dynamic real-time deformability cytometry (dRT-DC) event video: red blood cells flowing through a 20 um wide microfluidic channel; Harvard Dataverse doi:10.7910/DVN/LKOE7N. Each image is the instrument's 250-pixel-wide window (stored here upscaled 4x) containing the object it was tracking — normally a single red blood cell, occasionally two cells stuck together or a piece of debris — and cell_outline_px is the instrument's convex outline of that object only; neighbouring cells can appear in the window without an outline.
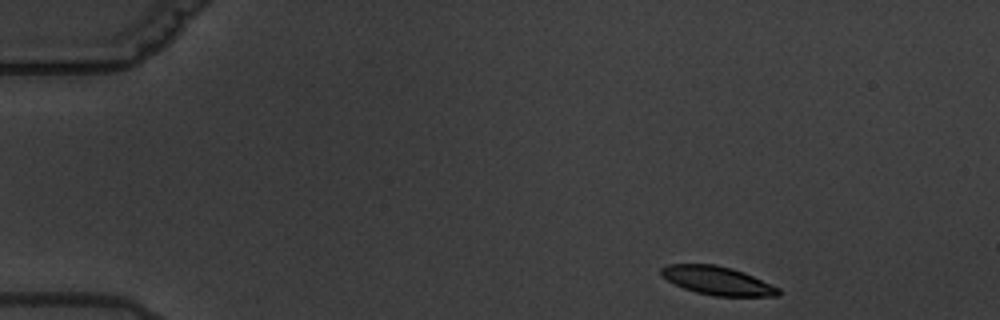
{"species": "common noctule bat (a hibernating species)", "species_latin": "Nyctalus noctula", "temperature_condition": "warm", "stored_images_in_passage": 4, "segment_of_instrument_passage": [1, 2], "camera_frame_rate_fps": 3000, "um_per_image_px": 0.085, "animal": {"sex": "male", "body_mass_g": 19.5, "forearm_length_mm": 54.6}, "frame": {"image": 1, "passage_image": 1, "time_ms": 0.0, "image_size_px": [1000, 320], "cell_outline_px": [[780, 296], [716, 296], [696, 292], [684, 288], [668, 280], [660, 272], [660, 268], [668, 264], [716, 264], [732, 268], [744, 272], [780, 288]], "centroid_in_image_um": [61.01, 23.85], "position_along_channel_um": 24.0, "area_um2": 19.36}}
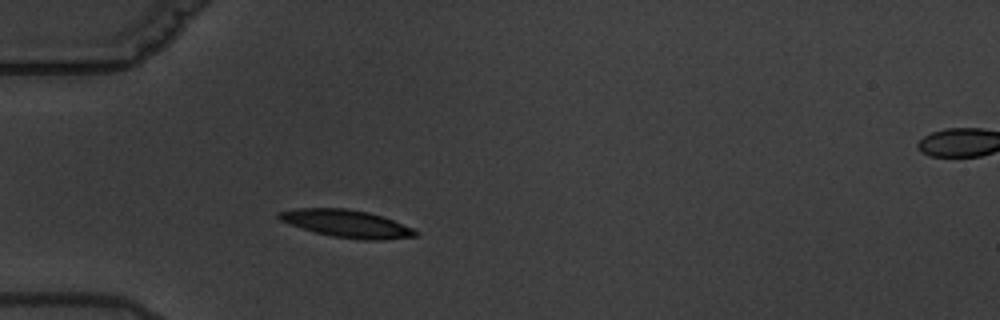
{"frame": {"image": 2, "passage_image": 3, "time_ms": 3.333, "image_size_px": [1000, 320], "cell_outline_px": [[420, 232], [416, 236], [384, 240], [360, 240], [332, 236], [316, 232], [280, 220], [276, 216], [280, 212], [296, 208], [348, 208], [368, 212], [384, 216], [412, 228]], "centroid_in_image_um": [29.53, 19.01], "position_along_channel_um": 55.5, "area_um2": 21.79}}